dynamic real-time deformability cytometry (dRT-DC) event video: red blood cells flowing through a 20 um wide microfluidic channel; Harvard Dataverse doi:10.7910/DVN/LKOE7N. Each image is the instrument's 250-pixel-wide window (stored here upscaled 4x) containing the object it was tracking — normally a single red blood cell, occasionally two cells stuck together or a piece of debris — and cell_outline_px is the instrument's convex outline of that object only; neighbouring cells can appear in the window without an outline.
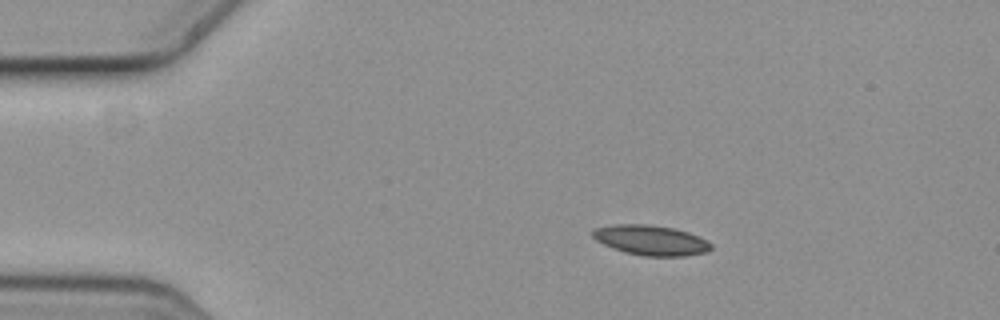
{"species": "common noctule bat (a hibernating species)", "species_latin": "Nyctalus noctula", "temperature_condition": "cold", "stored_images_in_passage": 5, "camera_frame_rate_fps": 3000, "um_per_image_px": 0.085, "animal": {"sex": "female", "body_mass_g": 19.3, "forearm_length_mm": 54.1}, "frame": {"image": 1, "passage_image": 3, "time_ms": 0.667, "image_size_px": [1000, 320], "cell_outline_px": [[712, 248], [708, 252], [684, 256], [644, 256], [624, 252], [612, 248], [596, 240], [592, 236], [592, 228], [612, 224], [648, 224], [676, 228], [700, 236], [708, 240], [712, 244]], "centroid_in_image_um": [55.34, 20.41], "position_along_channel_um": 29.7, "area_um2": 21.1}}